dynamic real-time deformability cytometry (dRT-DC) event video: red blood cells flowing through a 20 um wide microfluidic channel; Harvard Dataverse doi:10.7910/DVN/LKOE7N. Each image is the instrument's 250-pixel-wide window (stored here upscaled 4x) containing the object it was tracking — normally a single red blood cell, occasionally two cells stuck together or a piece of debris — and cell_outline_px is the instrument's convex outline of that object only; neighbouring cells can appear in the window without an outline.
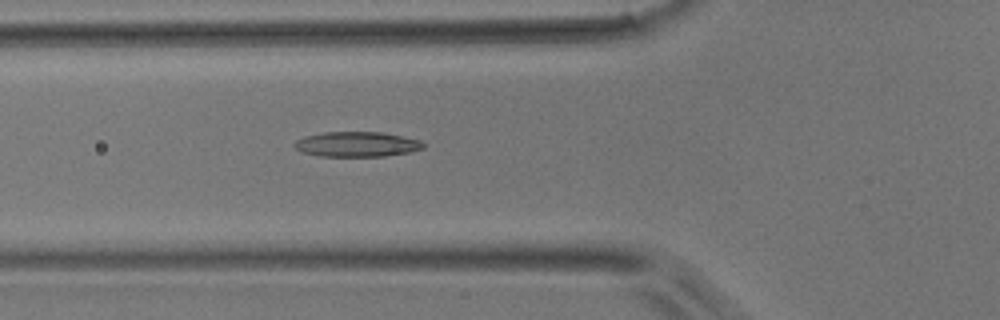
{"species": "common noctule bat (a hibernating species)", "species_latin": "Nyctalus noctula", "temperature_condition": "room temperature", "stored_images_in_passage": 45, "camera_frame_rate_fps": 3000, "um_per_image_px": 0.085, "animal": {"sex": "male", "body_mass_g": 17.9}, "frame": {"image": 1, "passage_image": 14, "time_ms": 4.333, "image_size_px": [1000, 320], "cell_outline_px": [[424, 148], [412, 152], [384, 156], [320, 156], [300, 152], [292, 144], [296, 140], [304, 136], [324, 132], [380, 132], [420, 140], [424, 144]], "centroid_in_image_um": [30.3, 12.26], "position_along_channel_um": 95.5, "area_um2": 18.84}}
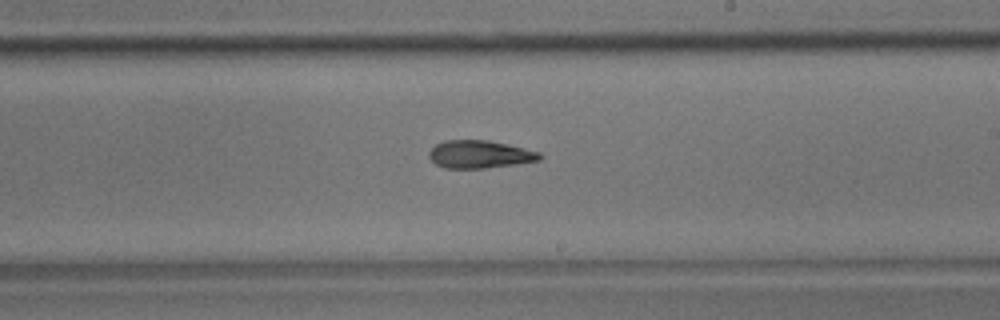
{"frame": {"image": 2, "passage_image": 25, "time_ms": 8.0, "image_size_px": [1000, 320], "cell_outline_px": [[544, 156], [540, 160], [516, 164], [484, 168], [444, 168], [436, 164], [428, 156], [428, 152], [436, 144], [444, 140], [488, 140], [508, 144], [540, 152]], "centroid_in_image_um": [40.78, 13.11], "position_along_channel_um": 248.2, "area_um2": 17.98}}
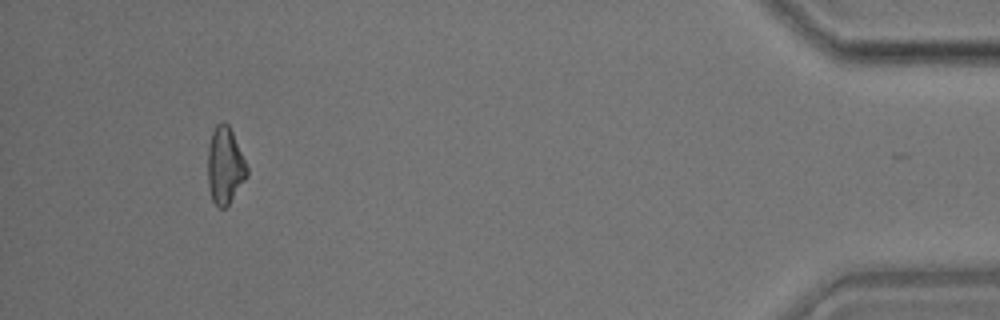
{"frame": {"image": 3, "passage_image": 42, "time_ms": 13.667, "image_size_px": [1000, 320], "cell_outline_px": [[248, 176], [228, 204], [224, 208], [220, 208], [212, 200], [208, 184], [208, 148], [212, 132], [216, 124], [220, 120], [224, 120], [228, 124], [232, 132], [248, 168]], "centroid_in_image_um": [19.12, 14.05], "position_along_channel_um": 416.1, "area_um2": 17.46}}